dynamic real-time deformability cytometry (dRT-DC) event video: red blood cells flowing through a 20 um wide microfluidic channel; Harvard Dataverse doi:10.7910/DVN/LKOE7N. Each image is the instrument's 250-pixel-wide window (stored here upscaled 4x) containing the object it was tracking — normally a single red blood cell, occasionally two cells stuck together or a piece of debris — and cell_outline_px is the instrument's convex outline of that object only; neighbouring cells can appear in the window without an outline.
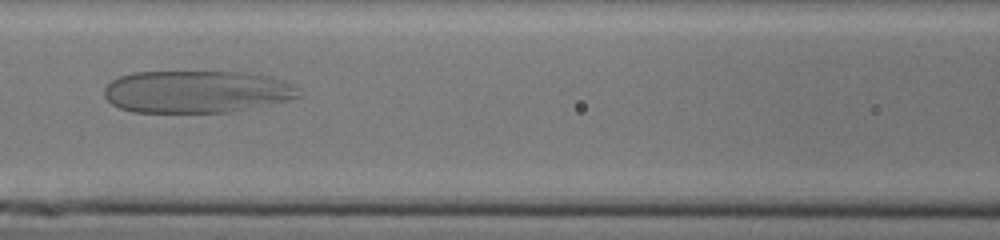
{"species": "human", "species_latin": "Homo sapiens", "temperature_condition": "cold", "stored_images_in_passage": 46, "camera_frame_rate_fps": 3000, "um_per_image_px": 0.085, "donor": {"sex": "male"}, "frame": {"image": 1, "passage_image": 24, "time_ms": 7.667, "image_size_px": [1000, 240], "cell_outline_px": [[300, 96], [288, 100], [232, 112], [132, 112], [120, 108], [112, 104], [104, 96], [104, 88], [112, 80], [120, 76], [132, 72], [244, 72], [272, 76], [296, 88]], "centroid_in_image_um": [16.67, 7.79], "position_along_channel_um": 149.9, "area_um2": 47.86}}
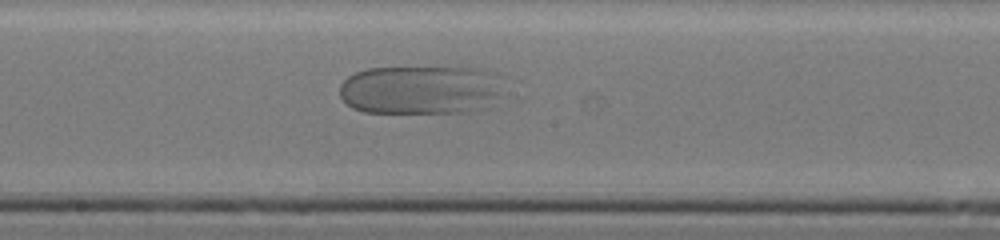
{"frame": {"image": 2, "passage_image": 29, "time_ms": 9.333, "image_size_px": [1000, 240], "cell_outline_px": [[500, 92], [488, 108], [468, 112], [364, 112], [352, 108], [340, 96], [340, 84], [348, 76], [356, 72], [368, 68], [484, 68], [488, 72]], "centroid_in_image_um": [35.65, 7.65], "position_along_channel_um": 212.6, "area_um2": 46.01}}
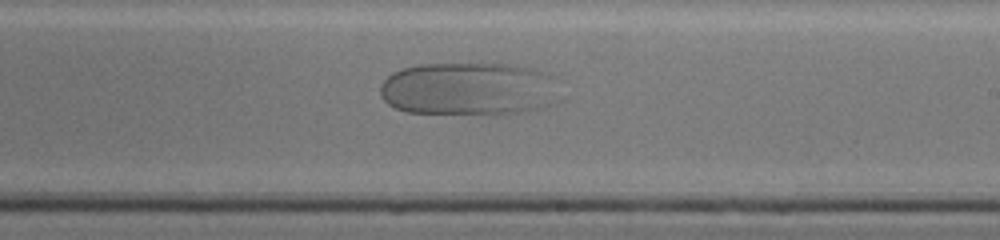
{"frame": {"image": 3, "passage_image": 32, "time_ms": 10.333, "image_size_px": [1000, 240], "cell_outline_px": [[552, 104], [540, 108], [520, 112], [496, 116], [404, 112], [388, 104], [380, 96], [380, 84], [392, 72], [404, 68], [420, 64], [508, 64], [536, 68], [544, 72], [548, 76]], "centroid_in_image_um": [39.69, 7.58], "position_along_channel_um": 249.3, "area_um2": 55.6}}